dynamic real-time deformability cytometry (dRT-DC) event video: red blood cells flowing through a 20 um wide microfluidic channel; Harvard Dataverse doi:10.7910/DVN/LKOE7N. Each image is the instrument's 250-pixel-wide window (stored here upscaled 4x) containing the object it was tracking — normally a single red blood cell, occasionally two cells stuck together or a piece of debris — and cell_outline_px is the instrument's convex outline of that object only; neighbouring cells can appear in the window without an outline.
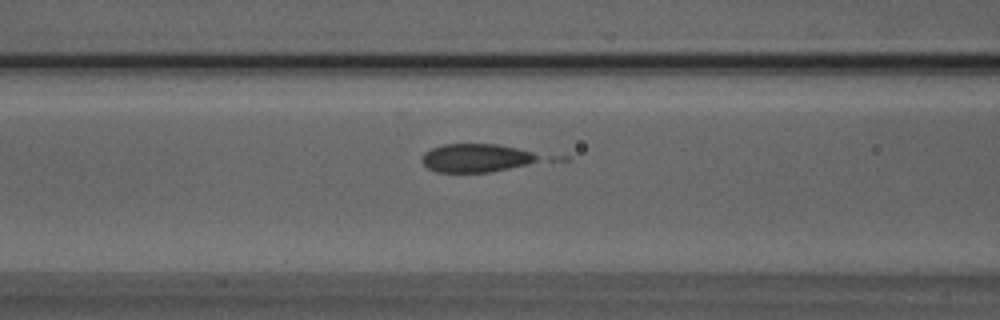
{"species": "Egyptian fruit bat (a non-hibernating species)", "species_latin": "Rousettus aegyptiacus", "temperature_condition": "room temperature", "stored_images_in_passage": 9, "camera_frame_rate_fps": 3000, "um_per_image_px": 0.085, "animal": {"sex": "male"}, "frame": {"image": 1, "passage_image": 7, "time_ms": 2.0, "image_size_px": [1000, 320], "cell_outline_px": [[540, 156], [536, 160], [528, 164], [488, 172], [436, 172], [428, 168], [420, 160], [424, 152], [432, 148], [444, 144], [496, 144], [516, 148], [532, 152]], "centroid_in_image_um": [40.41, 13.42], "position_along_channel_um": 126.2, "area_um2": 19.13}}